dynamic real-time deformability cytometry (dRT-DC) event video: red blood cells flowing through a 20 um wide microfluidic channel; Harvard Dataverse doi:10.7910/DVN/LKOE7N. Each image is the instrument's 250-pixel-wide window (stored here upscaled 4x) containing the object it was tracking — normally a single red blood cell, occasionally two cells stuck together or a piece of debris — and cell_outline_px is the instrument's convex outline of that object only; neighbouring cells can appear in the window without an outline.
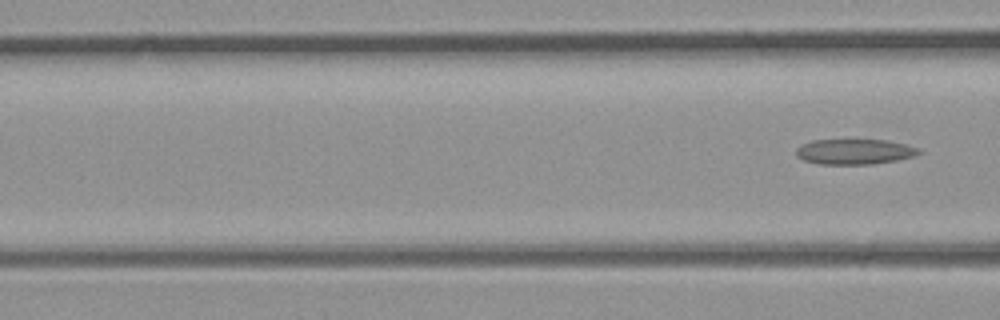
{"species": "common noctule bat (a hibernating species)", "species_latin": "Nyctalus noctula", "temperature_condition": "room temperature", "stored_images_in_passage": 4, "segment_of_instrument_passage": [2, 2], "camera_frame_rate_fps": 3000, "um_per_image_px": 0.085, "animal": {"sex": "male", "body_mass_g": 23.1, "forearm_length_mm": 52.7}, "frame": {"image": 1, "passage_image": 4, "time_ms": 1.0, "image_size_px": [1000, 320], "cell_outline_px": [[924, 152], [912, 156], [896, 160], [872, 164], [820, 164], [804, 160], [796, 156], [796, 148], [800, 144], [812, 140], [888, 140], [920, 148]], "centroid_in_image_um": [72.62, 12.89], "position_along_channel_um": 94.0, "area_um2": 18.15}}